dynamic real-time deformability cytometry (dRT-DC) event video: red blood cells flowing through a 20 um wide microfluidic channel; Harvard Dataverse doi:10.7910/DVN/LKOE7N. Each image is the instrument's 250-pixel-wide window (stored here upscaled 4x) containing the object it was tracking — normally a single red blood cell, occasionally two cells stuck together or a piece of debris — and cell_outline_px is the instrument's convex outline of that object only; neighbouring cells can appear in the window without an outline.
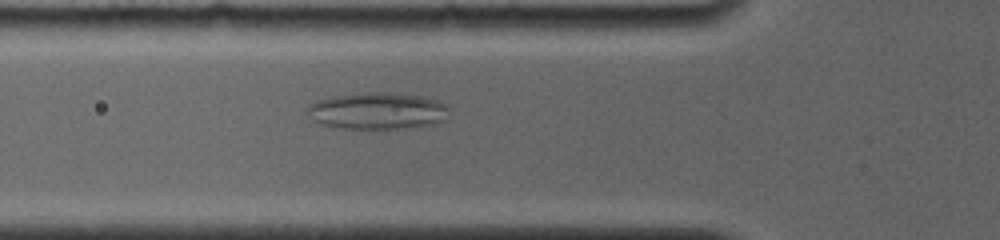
{"species": "common noctule bat (a hibernating species)", "species_latin": "Nyctalus noctula", "temperature_condition": "room temperature", "stored_images_in_passage": 57, "camera_frame_rate_fps": 4000, "um_per_image_px": 0.085, "animal": {"sex": "female", "body_mass_g": 19.0, "forearm_length_mm": 56.7}, "frame": {"image": 1, "passage_image": 4, "time_ms": 0.5, "image_size_px": [1000, 240], "cell_outline_px": [[448, 108], [444, 120], [432, 124], [416, 128], [344, 128], [320, 124], [312, 120], [308, 112], [308, 104], [316, 100], [340, 96], [368, 92], [392, 92], [416, 96], [436, 100], [444, 104]], "centroid_in_image_um": [32.07, 9.43], "position_along_channel_um": 93.7, "area_um2": 30.0}}
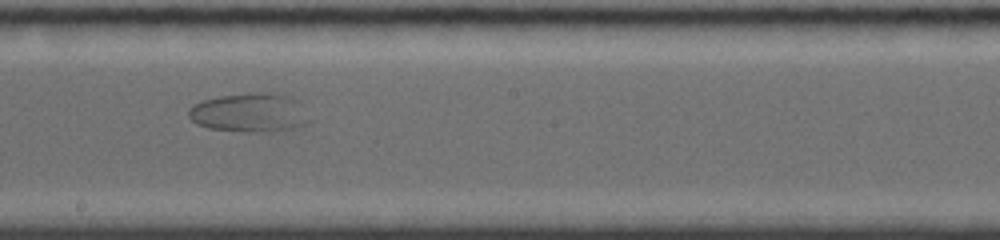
{"frame": {"image": 2, "passage_image": 23, "time_ms": 4.25, "image_size_px": [1000, 240], "cell_outline_px": [[308, 120], [304, 124], [292, 128], [272, 132], [252, 132], [208, 128], [196, 124], [188, 116], [188, 108], [192, 104], [204, 100], [220, 96], [252, 92], [264, 92], [288, 96], [296, 100]], "centroid_in_image_um": [21.12, 9.58], "position_along_channel_um": 227.1, "area_um2": 27.05}}
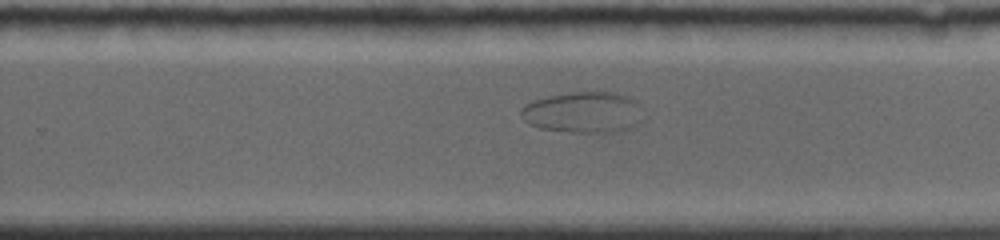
{"frame": {"image": 3, "passage_image": 30, "time_ms": 5.75, "image_size_px": [1000, 240], "cell_outline_px": [[636, 124], [632, 128], [620, 132], [572, 132], [540, 128], [528, 124], [524, 120], [520, 112], [520, 108], [524, 104], [548, 96], [572, 92], [612, 92], [636, 100]], "centroid_in_image_um": [49.47, 9.56], "position_along_channel_um": 280.3, "area_um2": 28.61}}